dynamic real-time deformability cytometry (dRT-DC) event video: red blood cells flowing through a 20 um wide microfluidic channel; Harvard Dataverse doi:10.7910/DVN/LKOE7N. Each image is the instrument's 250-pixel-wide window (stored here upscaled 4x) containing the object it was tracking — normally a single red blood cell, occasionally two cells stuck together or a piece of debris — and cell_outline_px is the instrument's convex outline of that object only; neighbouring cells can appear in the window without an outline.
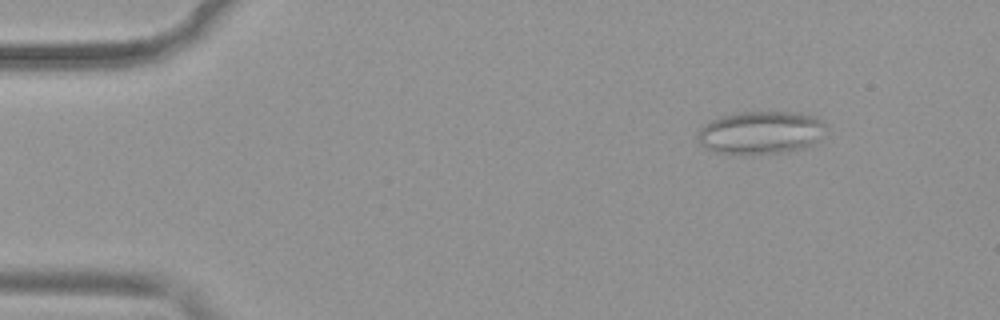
{"species": "common noctule bat (a hibernating species)", "species_latin": "Nyctalus noctula", "temperature_condition": "warm", "stored_images_in_passage": 48, "camera_frame_rate_fps": 3000, "um_per_image_px": 0.085, "animal": {"sex": "female", "body_mass_g": 19.9}, "frame": {"image": 1, "passage_image": 4, "time_ms": 1.0, "image_size_px": [1000, 320], "cell_outline_px": [[824, 124], [816, 140], [804, 148], [788, 152], [752, 156], [748, 156], [716, 152], [704, 148], [700, 144], [696, 136], [700, 128], [704, 124], [720, 116], [744, 112], [792, 112], [812, 116], [820, 120]], "centroid_in_image_um": [64.55, 11.31], "position_along_channel_um": 20.4, "area_um2": 32.14}}
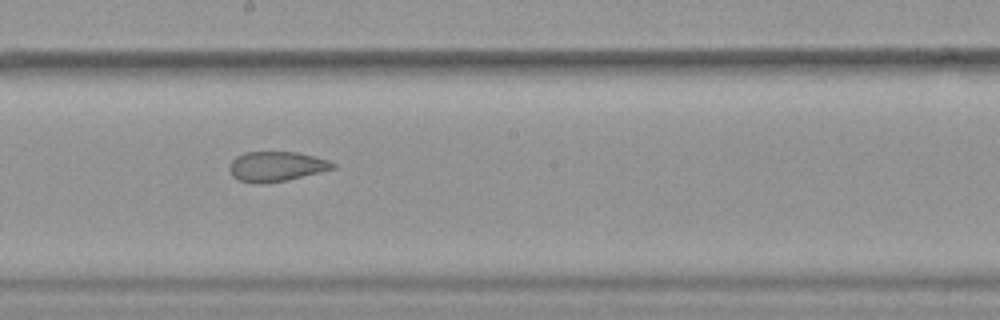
{"frame": {"image": 2, "passage_image": 26, "time_ms": 8.333, "image_size_px": [1000, 320], "cell_outline_px": [[336, 168], [288, 180], [260, 184], [240, 180], [232, 176], [228, 168], [228, 164], [236, 156], [244, 152], [296, 152], [328, 160], [336, 164]], "centroid_in_image_um": [23.46, 14.15], "position_along_channel_um": 224.7, "area_um2": 18.03}}
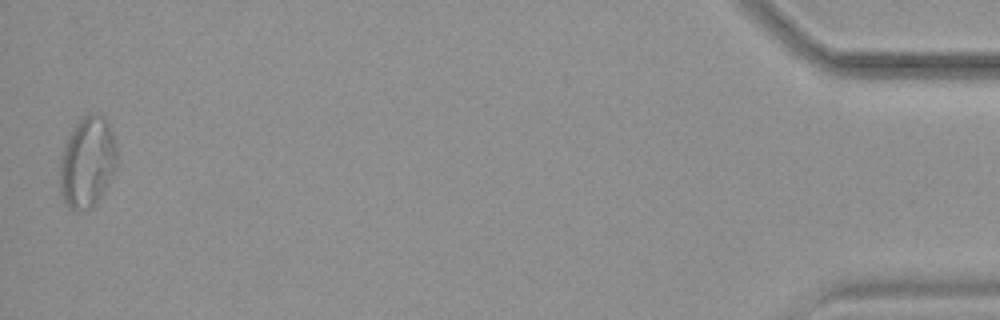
{"frame": {"image": 3, "passage_image": 48, "time_ms": 15.667, "image_size_px": [1000, 320], "cell_outline_px": [[116, 168], [104, 192], [92, 208], [68, 208], [60, 192], [60, 160], [64, 144], [72, 128], [80, 116], [92, 112], [104, 116], [108, 120], [116, 144]], "centroid_in_image_um": [7.43, 13.72], "position_along_channel_um": 427.8, "area_um2": 30.46}, "authors_computed_cell_mechanics": {"area_um2": 22.9466, "velocity_mm_per_s": 3.9795, "shape_relaxation_time_tau1_ms": null, "shape_relaxation_time_tau2_ms": 1.9438, "deformation_change_tau1": null, "deformation_change_tau2": 0.08}}